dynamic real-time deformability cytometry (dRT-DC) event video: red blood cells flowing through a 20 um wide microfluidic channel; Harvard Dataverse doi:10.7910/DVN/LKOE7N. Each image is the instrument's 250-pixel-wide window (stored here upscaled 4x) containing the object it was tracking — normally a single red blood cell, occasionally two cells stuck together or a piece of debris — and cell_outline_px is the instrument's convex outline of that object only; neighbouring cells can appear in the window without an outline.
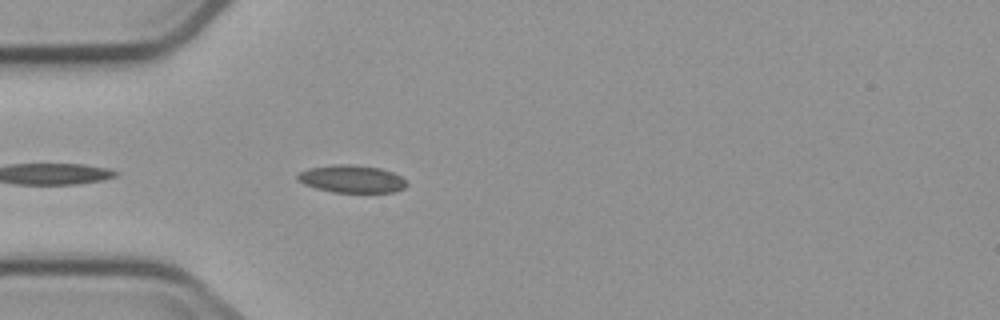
{"species": "common noctule bat (a hibernating species)", "species_latin": "Nyctalus noctula", "temperature_condition": "cold", "stored_images_in_passage": 4, "camera_frame_rate_fps": 3000, "um_per_image_px": 0.085, "animal": {"sex": "male", "body_mass_g": 23.1, "forearm_length_mm": 52.7}, "frame": {"image": 1, "passage_image": 4, "time_ms": 4.333, "image_size_px": [1000, 320], "cell_outline_px": [[408, 184], [404, 188], [396, 192], [332, 192], [316, 188], [304, 184], [296, 176], [300, 172], [308, 168], [332, 164], [352, 164], [380, 168], [392, 172], [408, 180]], "centroid_in_image_um": [29.93, 15.2], "position_along_channel_um": 55.1, "area_um2": 17.63}}